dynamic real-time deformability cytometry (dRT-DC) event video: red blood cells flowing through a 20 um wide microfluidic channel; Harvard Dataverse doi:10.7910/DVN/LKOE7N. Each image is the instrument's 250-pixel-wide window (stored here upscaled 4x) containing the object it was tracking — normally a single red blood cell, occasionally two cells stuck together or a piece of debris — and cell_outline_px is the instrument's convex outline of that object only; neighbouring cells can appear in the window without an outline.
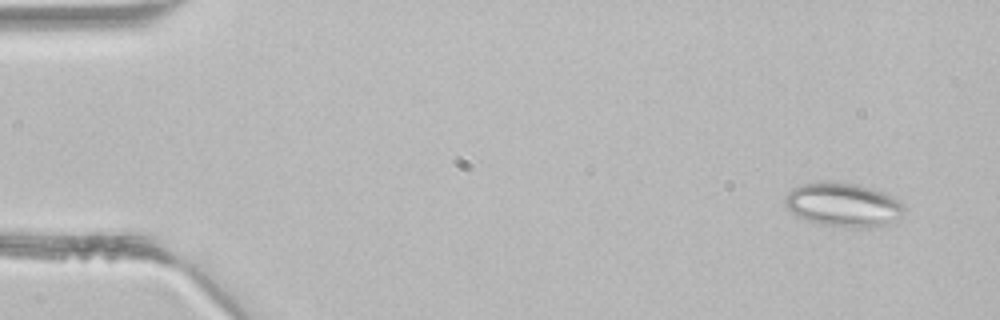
{"species": "common noctule bat (a hibernating species)", "species_latin": "Nyctalus noctula", "temperature_condition": "room temperature", "stored_images_in_passage": 3, "camera_frame_rate_fps": 3000, "um_per_image_px": 0.085, "animal": {"sex": "male", "body_mass_g": 21.5, "forearm_length_mm": 52.0}, "frame": {"image": 1, "passage_image": 1, "time_ms": 0.0, "image_size_px": [1000, 320], "cell_outline_px": [[908, 208], [896, 224], [876, 228], [848, 228], [820, 224], [796, 216], [784, 208], [784, 196], [792, 188], [804, 184], [820, 180], [824, 180], [856, 184], [880, 192], [904, 204]], "centroid_in_image_um": [71.68, 17.44], "position_along_channel_um": 13.3, "area_um2": 31.33}}